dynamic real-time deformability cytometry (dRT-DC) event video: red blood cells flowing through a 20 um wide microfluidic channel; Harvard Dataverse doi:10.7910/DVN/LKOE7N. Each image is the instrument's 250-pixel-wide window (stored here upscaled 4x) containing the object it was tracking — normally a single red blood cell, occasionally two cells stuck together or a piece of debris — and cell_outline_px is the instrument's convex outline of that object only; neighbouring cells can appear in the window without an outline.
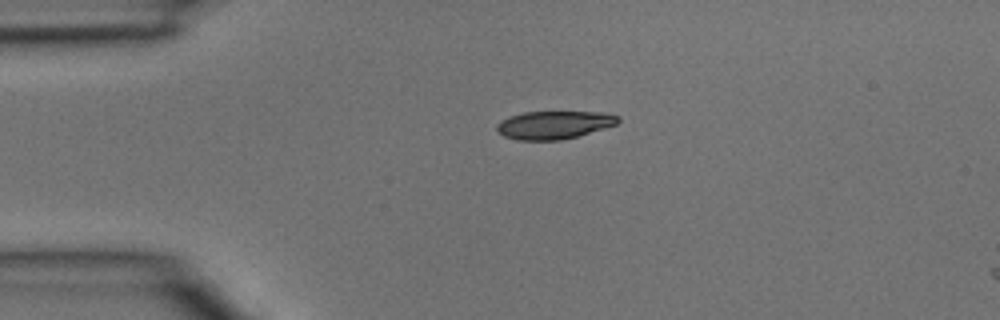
{"species": "common noctule bat (a hibernating species)", "species_latin": "Nyctalus noctula", "temperature_condition": "room temperature", "stored_images_in_passage": 3, "camera_frame_rate_fps": 3000, "um_per_image_px": 0.085, "animal": {"sex": "male", "body_mass_g": 15.6}, "frame": {"image": 1, "passage_image": 3, "time_ms": 0.667, "image_size_px": [1000, 320], "cell_outline_px": [[620, 120], [616, 124], [604, 128], [576, 136], [560, 140], [516, 140], [504, 136], [496, 132], [496, 124], [500, 120], [508, 116], [524, 112], [604, 112], [620, 116]], "centroid_in_image_um": [47.04, 10.61], "position_along_channel_um": 38.0, "area_um2": 19.88}}